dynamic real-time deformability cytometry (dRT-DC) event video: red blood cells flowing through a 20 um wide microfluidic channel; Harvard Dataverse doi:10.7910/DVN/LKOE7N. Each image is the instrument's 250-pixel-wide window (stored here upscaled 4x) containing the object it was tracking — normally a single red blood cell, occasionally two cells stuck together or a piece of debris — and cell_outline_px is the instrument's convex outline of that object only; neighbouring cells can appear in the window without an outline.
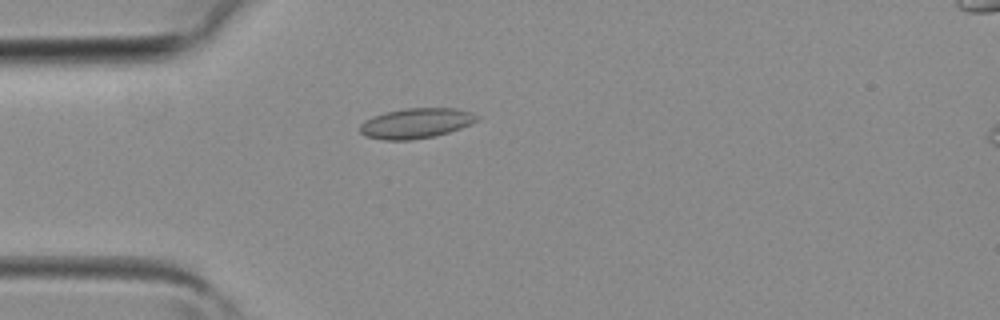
{"species": "common noctule bat (a hibernating species)", "species_latin": "Nyctalus noctula", "temperature_condition": "room temperature", "stored_images_in_passage": 2, "camera_frame_rate_fps": 3000, "um_per_image_px": 0.085, "animal": {"sex": "female", "body_mass_g": 19.3, "forearm_length_mm": 54.1}, "frame": {"image": 1, "passage_image": 2, "time_ms": 0.333, "image_size_px": [1000, 320], "cell_outline_px": [[480, 120], [472, 124], [448, 132], [432, 136], [412, 140], [384, 140], [364, 136], [360, 132], [360, 124], [364, 120], [372, 116], [384, 112], [408, 108], [456, 108], [472, 112], [480, 116]], "centroid_in_image_um": [35.37, 10.47], "position_along_channel_um": 49.6, "area_um2": 20.75}}